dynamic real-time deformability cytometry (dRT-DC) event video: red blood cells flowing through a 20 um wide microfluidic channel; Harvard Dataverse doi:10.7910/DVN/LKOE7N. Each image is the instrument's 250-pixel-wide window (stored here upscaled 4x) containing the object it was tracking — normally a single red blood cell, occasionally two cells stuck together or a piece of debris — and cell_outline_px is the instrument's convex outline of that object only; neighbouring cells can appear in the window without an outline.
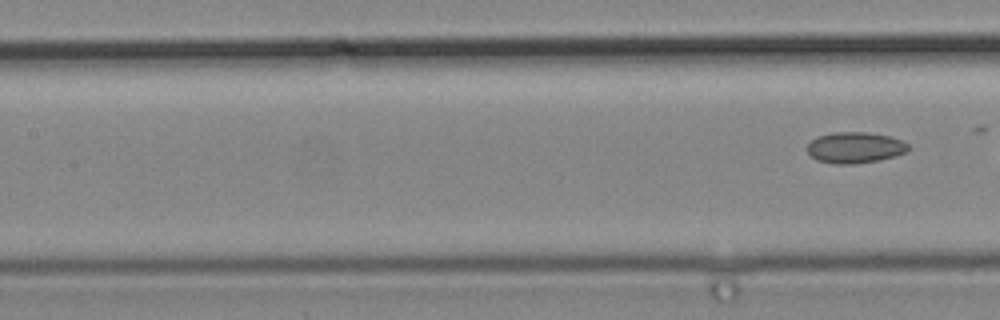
{"species": "common noctule bat (a hibernating species)", "species_latin": "Nyctalus noctula", "temperature_condition": "cold", "stored_images_in_passage": 6, "segment_of_instrument_passage": [2, 2], "camera_frame_rate_fps": 3000, "um_per_image_px": 0.085, "animal": {"sex": "male", "body_mass_g": 19.2, "forearm_length_mm": 51.8}, "frame": {"image": 1, "passage_image": 6, "time_ms": 1.667, "image_size_px": [1000, 320], "cell_outline_px": [[908, 152], [896, 156], [880, 160], [852, 164], [836, 164], [816, 160], [808, 152], [808, 144], [816, 136], [836, 132], [868, 132], [888, 136], [900, 140], [908, 144]], "centroid_in_image_um": [72.68, 12.55], "position_along_channel_um": 134.7, "area_um2": 18.26}}